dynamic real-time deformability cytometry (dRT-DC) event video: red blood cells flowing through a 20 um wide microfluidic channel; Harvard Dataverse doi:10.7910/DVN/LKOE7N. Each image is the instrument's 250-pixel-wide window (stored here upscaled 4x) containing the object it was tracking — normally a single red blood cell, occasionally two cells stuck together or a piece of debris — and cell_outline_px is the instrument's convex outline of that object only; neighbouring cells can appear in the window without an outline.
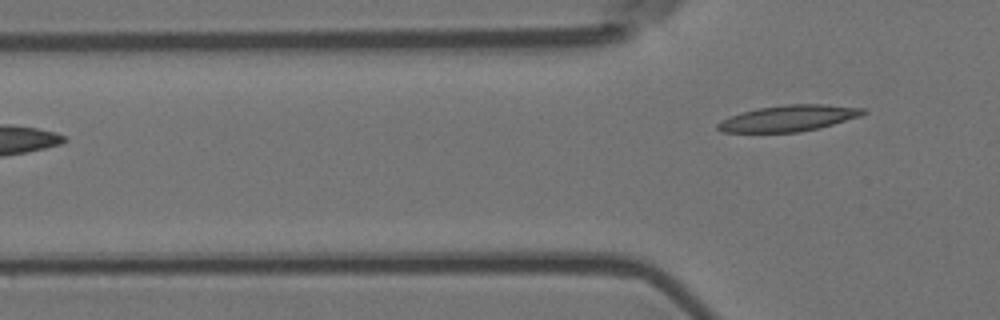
{"species": "Egyptian fruit bat (a non-hibernating species)", "species_latin": "Rousettus aegyptiacus", "temperature_condition": "room temperature", "stored_images_in_passage": 5, "camera_frame_rate_fps": 3000, "um_per_image_px": 0.085, "animal": {"sex": "female"}, "frame": {"image": 1, "passage_image": 5, "time_ms": 1.333, "image_size_px": [1000, 320], "cell_outline_px": [[868, 112], [860, 116], [832, 124], [800, 132], [724, 132], [716, 128], [716, 124], [720, 120], [728, 116], [756, 108], [784, 104], [824, 104], [864, 108]], "centroid_in_image_um": [66.99, 10.04], "position_along_channel_um": 58.8, "area_um2": 22.14}}